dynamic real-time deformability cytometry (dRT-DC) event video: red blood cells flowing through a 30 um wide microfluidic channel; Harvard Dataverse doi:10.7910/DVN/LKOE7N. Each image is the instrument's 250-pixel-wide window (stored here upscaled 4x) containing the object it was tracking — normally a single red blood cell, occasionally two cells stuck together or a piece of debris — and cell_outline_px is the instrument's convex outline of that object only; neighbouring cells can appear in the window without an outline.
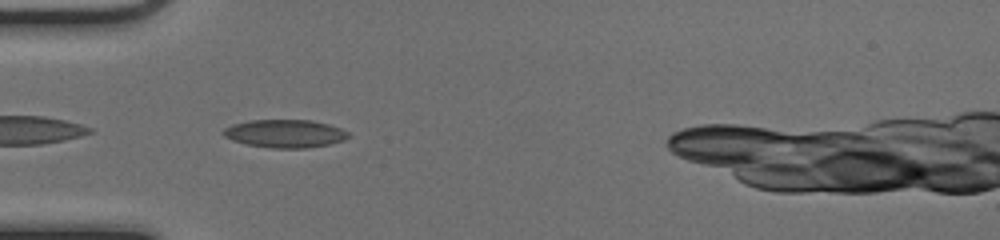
{"species": "common noctule bat (a hibernating species)", "species_latin": "Nyctalus noctula", "temperature_condition": "cold", "stored_images_in_passage": 33, "camera_frame_rate_fps": 3000, "um_per_image_px": 0.085, "animal": {"sex": "female", "body_mass_g": 17.0, "forearm_length_mm": 48.0}, "frame": {"image": 1, "passage_image": 1, "time_ms": 0.0, "image_size_px": [1000, 240], "cell_outline_px": [[348, 136], [344, 140], [328, 144], [308, 148], [272, 148], [248, 144], [232, 140], [224, 136], [220, 132], [224, 128], [232, 124], [252, 120], [312, 120], [328, 124], [340, 128], [348, 132]], "centroid_in_image_um": [24.2, 11.35], "position_along_channel_um": 60.8, "area_um2": 20.35}}
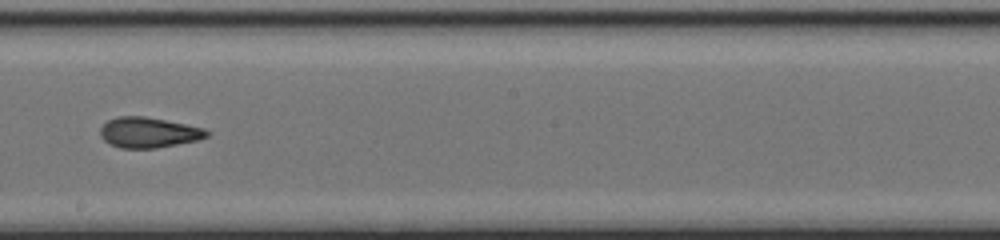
{"frame": {"image": 2, "passage_image": 14, "time_ms": 4.333, "image_size_px": [1000, 240], "cell_outline_px": [[212, 132], [208, 136], [196, 140], [156, 148], [120, 148], [108, 144], [100, 136], [100, 128], [108, 120], [116, 116], [144, 116], [204, 128]], "centroid_in_image_um": [12.6, 11.26], "position_along_channel_um": 235.6, "area_um2": 18.84}}
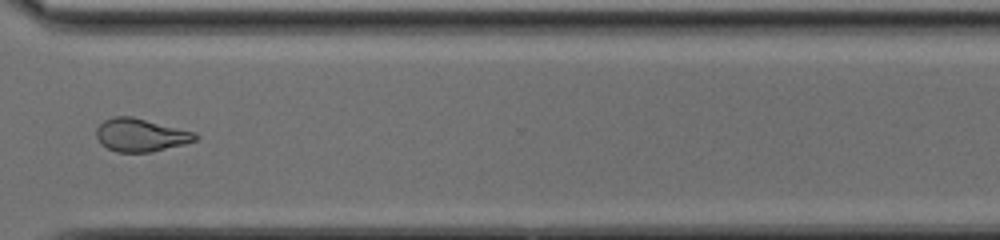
{"frame": {"image": 3, "passage_image": 23, "time_ms": 7.333, "image_size_px": [1000, 240], "cell_outline_px": [[200, 136], [196, 140], [184, 144], [148, 152], [116, 152], [100, 144], [96, 136], [96, 128], [104, 120], [116, 116], [132, 116], [196, 132]], "centroid_in_image_um": [11.96, 11.47], "position_along_channel_um": 358.6, "area_um2": 19.07}}